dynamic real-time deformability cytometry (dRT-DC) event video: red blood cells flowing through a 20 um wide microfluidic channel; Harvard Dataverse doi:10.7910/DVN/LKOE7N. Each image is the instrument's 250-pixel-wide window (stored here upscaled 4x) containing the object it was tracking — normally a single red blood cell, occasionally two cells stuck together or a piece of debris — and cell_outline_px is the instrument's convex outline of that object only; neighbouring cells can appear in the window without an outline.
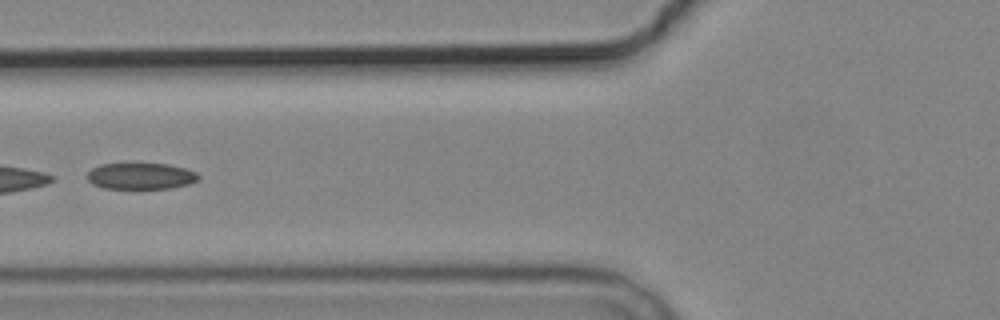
{"species": "common noctule bat (a hibernating species)", "species_latin": "Nyctalus noctula", "temperature_condition": "cold", "stored_images_in_passage": 6, "camera_frame_rate_fps": 3000, "um_per_image_px": 0.085, "animal": {"sex": "male", "body_mass_g": 19.2, "forearm_length_mm": 51.8}, "frame": {"image": 1, "passage_image": 6, "time_ms": 6.0, "image_size_px": [1000, 320], "cell_outline_px": [[200, 180], [188, 184], [172, 188], [104, 188], [92, 184], [88, 180], [88, 172], [92, 168], [100, 164], [168, 164], [184, 168], [196, 172], [200, 176]], "centroid_in_image_um": [11.99, 14.97], "position_along_channel_um": 113.8, "area_um2": 16.99}}